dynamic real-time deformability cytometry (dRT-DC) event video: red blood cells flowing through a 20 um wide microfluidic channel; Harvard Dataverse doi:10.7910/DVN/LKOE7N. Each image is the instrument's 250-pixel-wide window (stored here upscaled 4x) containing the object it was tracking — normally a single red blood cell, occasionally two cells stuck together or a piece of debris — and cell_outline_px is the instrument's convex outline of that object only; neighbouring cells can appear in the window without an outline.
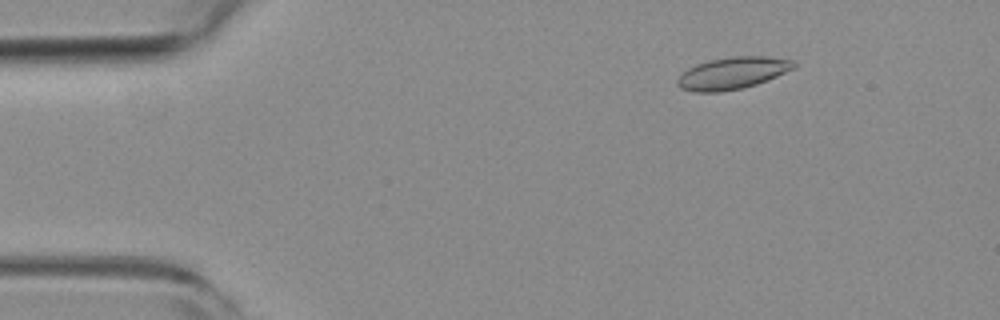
{"species": "common noctule bat (a hibernating species)", "species_latin": "Nyctalus noctula", "temperature_condition": "room temperature", "stored_images_in_passage": 54, "camera_frame_rate_fps": 3000, "um_per_image_px": 0.085, "animal": {"sex": "female", "body_mass_g": 19.3, "forearm_length_mm": 54.1}, "frame": {"image": 1, "passage_image": 8, "time_ms": 2.333, "image_size_px": [1000, 320], "cell_outline_px": [[796, 64], [792, 68], [776, 76], [756, 84], [744, 88], [720, 92], [692, 92], [680, 88], [676, 84], [676, 80], [688, 68], [696, 64], [708, 60], [732, 56], [764, 56], [792, 60]], "centroid_in_image_um": [62.2, 6.22], "position_along_channel_um": 22.8, "area_um2": 21.62}}
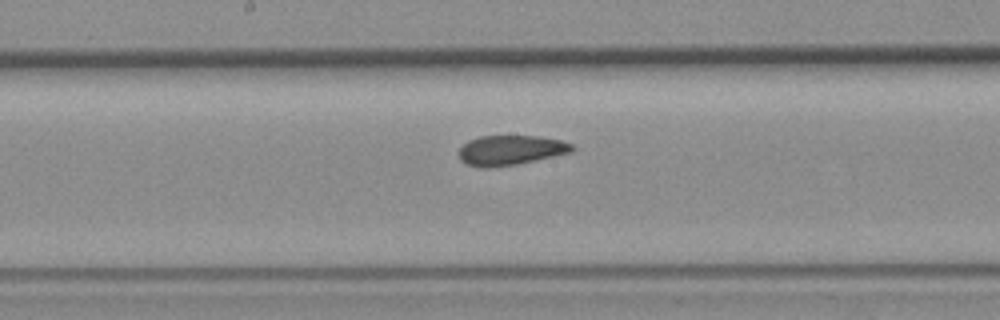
{"frame": {"image": 2, "passage_image": 28, "time_ms": 9.0, "image_size_px": [1000, 320], "cell_outline_px": [[576, 148], [572, 152], [516, 164], [488, 168], [480, 168], [464, 164], [460, 160], [460, 148], [468, 140], [480, 136], [540, 136], [560, 140], [572, 144]], "centroid_in_image_um": [43.38, 12.77], "position_along_channel_um": 204.8, "area_um2": 19.71}}
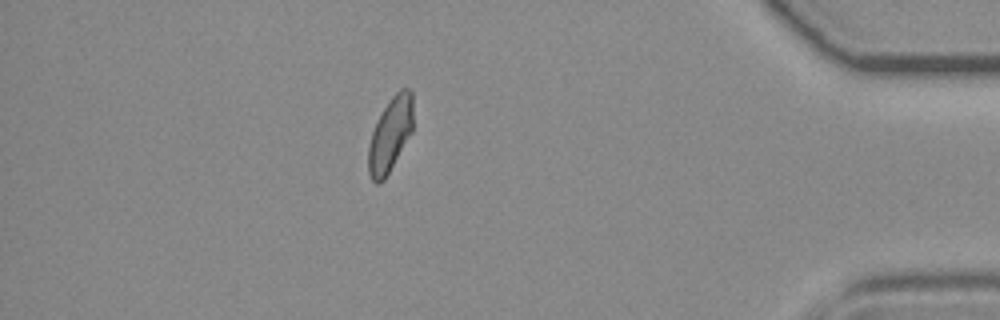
{"frame": {"image": 3, "passage_image": 47, "time_ms": 15.333, "image_size_px": [1000, 320], "cell_outline_px": [[412, 132], [384, 180], [380, 184], [376, 184], [372, 180], [368, 172], [368, 148], [372, 132], [384, 108], [392, 96], [400, 88], [408, 88], [412, 92]], "centroid_in_image_um": [33.17, 11.46], "position_along_channel_um": 402.0, "area_um2": 19.13}, "authors_computed_cell_mechanics": {"area_um2": 20.2878, "velocity_mm_per_s": 3.8556, "shape_relaxation_time_tau1_ms": 10.0259, "shape_relaxation_time_tau2_ms": 1.9379, "deformation_change_tau1": 0.1757, "deformation_change_tau2": 0.0766}}